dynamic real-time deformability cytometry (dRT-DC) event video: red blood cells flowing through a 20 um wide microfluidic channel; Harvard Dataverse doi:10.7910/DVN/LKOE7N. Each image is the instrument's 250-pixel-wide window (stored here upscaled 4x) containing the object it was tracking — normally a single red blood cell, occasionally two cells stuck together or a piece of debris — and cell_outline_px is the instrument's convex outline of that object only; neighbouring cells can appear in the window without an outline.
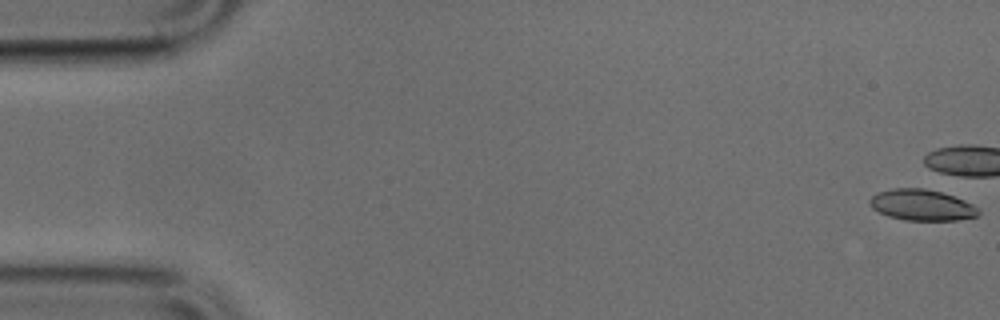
{"species": "common noctule bat (a hibernating species)", "species_latin": "Nyctalus noctula", "temperature_condition": "cold", "stored_images_in_passage": 3, "camera_frame_rate_fps": 3000, "um_per_image_px": 0.085, "animal": {"sex": "male", "body_mass_g": 17.9, "forearm_length_mm": 54.2}, "frame": {"image": 1, "passage_image": 1, "time_ms": 0.0, "image_size_px": [1000, 320], "cell_outline_px": [[980, 212], [976, 216], [956, 220], [904, 220], [888, 216], [872, 208], [868, 200], [872, 196], [880, 192], [892, 188], [924, 188], [940, 192], [964, 200], [980, 208]], "centroid_in_image_um": [78.35, 17.43], "position_along_channel_um": 6.6, "area_um2": 19.54}}